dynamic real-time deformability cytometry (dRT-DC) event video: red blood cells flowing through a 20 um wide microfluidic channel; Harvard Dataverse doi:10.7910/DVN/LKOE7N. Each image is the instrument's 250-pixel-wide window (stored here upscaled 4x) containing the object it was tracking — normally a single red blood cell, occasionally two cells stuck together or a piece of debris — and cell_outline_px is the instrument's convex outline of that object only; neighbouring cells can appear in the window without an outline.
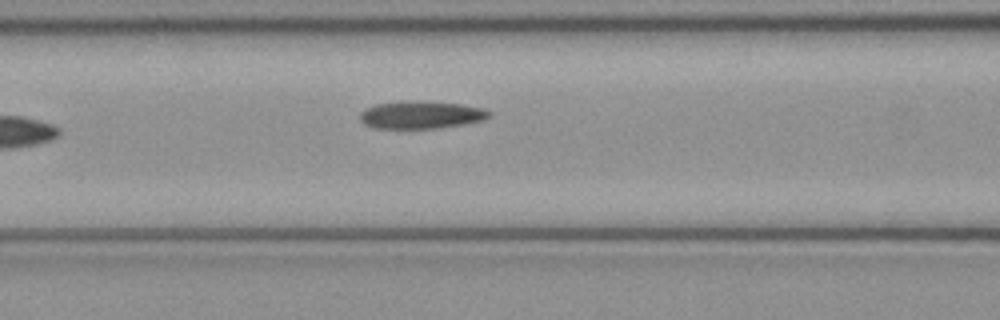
{"species": "common noctule bat (a hibernating species)", "species_latin": "Nyctalus noctula", "temperature_condition": "cold", "stored_images_in_passage": 7, "camera_frame_rate_fps": 3000, "um_per_image_px": 0.085, "animal": {"sex": "female", "body_mass_g": 21.9}, "frame": {"image": 1, "passage_image": 7, "time_ms": 2.0, "image_size_px": [1000, 320], "cell_outline_px": [[492, 116], [484, 120], [464, 124], [440, 128], [372, 128], [364, 124], [360, 120], [360, 112], [364, 108], [376, 104], [404, 100], [424, 100], [460, 104], [484, 108], [492, 112]], "centroid_in_image_um": [35.8, 9.75], "position_along_channel_um": 130.8, "area_um2": 21.27}}